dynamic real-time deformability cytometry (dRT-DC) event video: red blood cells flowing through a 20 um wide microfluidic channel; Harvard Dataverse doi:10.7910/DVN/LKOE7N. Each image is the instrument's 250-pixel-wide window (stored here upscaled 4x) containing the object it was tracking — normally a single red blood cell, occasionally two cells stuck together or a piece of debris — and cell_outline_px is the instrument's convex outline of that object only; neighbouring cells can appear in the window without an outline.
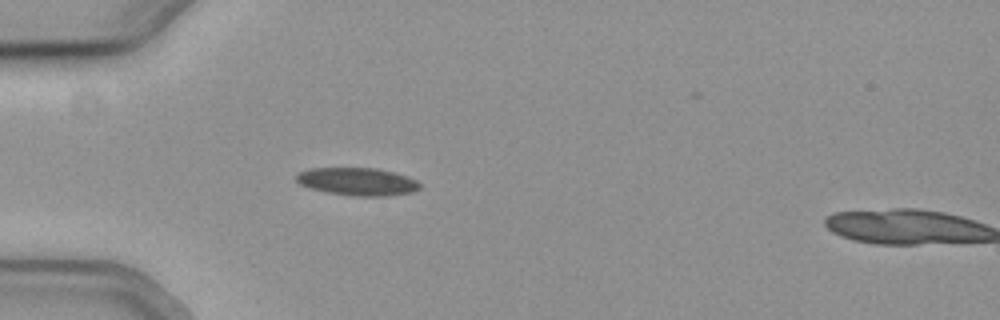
{"species": "common noctule bat (a hibernating species)", "species_latin": "Nyctalus noctula", "temperature_condition": "cold", "stored_images_in_passage": 11, "camera_frame_rate_fps": 3000, "um_per_image_px": 0.085, "animal": {"sex": "female", "body_mass_g": 19.3, "forearm_length_mm": 54.1}, "frame": {"image": 1, "passage_image": 10, "time_ms": 3.0, "image_size_px": [1000, 320], "cell_outline_px": [[420, 188], [412, 192], [388, 196], [352, 196], [328, 192], [312, 188], [300, 184], [296, 180], [296, 176], [300, 172], [312, 168], [376, 168], [408, 176], [416, 180], [420, 184]], "centroid_in_image_um": [30.41, 15.44], "position_along_channel_um": 54.6, "area_um2": 19.83}}